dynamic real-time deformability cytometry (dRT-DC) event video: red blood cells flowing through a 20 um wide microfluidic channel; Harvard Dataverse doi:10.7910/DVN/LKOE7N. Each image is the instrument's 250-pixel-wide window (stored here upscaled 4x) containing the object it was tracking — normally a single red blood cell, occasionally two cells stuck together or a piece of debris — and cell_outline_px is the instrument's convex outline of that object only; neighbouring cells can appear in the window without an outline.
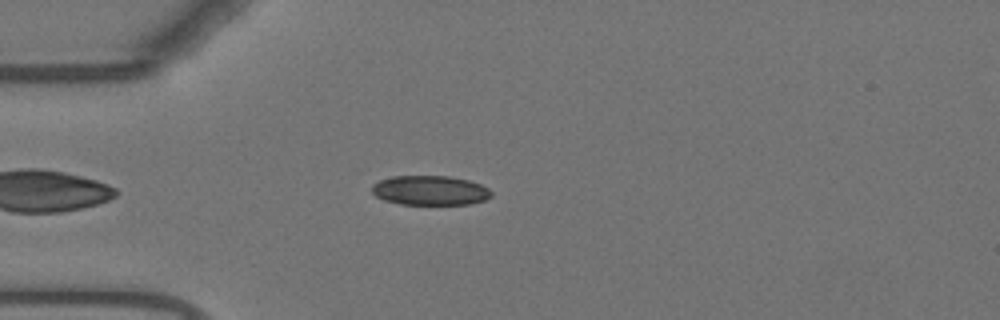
{"species": "Egyptian fruit bat (a non-hibernating species)", "species_latin": "Rousettus aegyptiacus", "temperature_condition": "warm", "stored_images_in_passage": 39, "camera_frame_rate_fps": 3000, "um_per_image_px": 0.085, "animal": {"sex": "female"}, "frame": {"image": 1, "passage_image": 6, "time_ms": 1.667, "image_size_px": [1000, 320], "cell_outline_px": [[492, 196], [484, 200], [468, 204], [400, 204], [384, 200], [376, 196], [372, 192], [372, 184], [380, 180], [392, 176], [448, 176], [468, 180], [480, 184], [488, 188], [492, 192]], "centroid_in_image_um": [36.55, 16.18], "position_along_channel_um": 48.5, "area_um2": 20.52}}
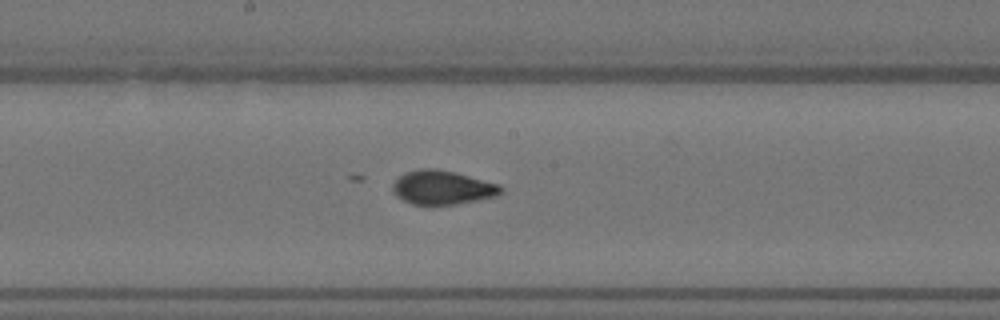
{"frame": {"image": 2, "passage_image": 20, "time_ms": 6.333, "image_size_px": [1000, 320], "cell_outline_px": [[504, 192], [496, 196], [456, 204], [412, 204], [396, 196], [392, 192], [392, 184], [400, 176], [408, 172], [420, 168], [436, 168], [456, 172], [500, 184], [504, 188]], "centroid_in_image_um": [37.63, 15.93], "position_along_channel_um": 210.6, "area_um2": 21.44}}
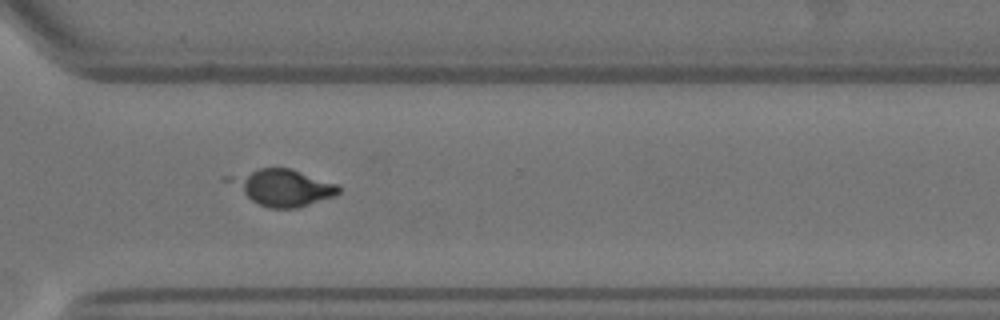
{"frame": {"image": 3, "passage_image": 31, "time_ms": 10.0, "image_size_px": [1000, 320], "cell_outline_px": [[340, 192], [336, 196], [296, 208], [268, 208], [252, 200], [224, 180], [220, 176], [260, 168], [288, 168], [336, 184], [340, 188]], "centroid_in_image_um": [23.94, 15.92], "position_along_channel_um": 346.7, "area_um2": 23.12}, "authors_computed_cell_mechanics": {"area_um2": 21.5016, "velocity_mm_per_s": 3.7192, "shape_relaxation_time_tau1_ms": 7.3211, "shape_relaxation_time_tau2_ms": null, "deformation_change_tau1": 0.2156, "deformation_change_tau2": null}}